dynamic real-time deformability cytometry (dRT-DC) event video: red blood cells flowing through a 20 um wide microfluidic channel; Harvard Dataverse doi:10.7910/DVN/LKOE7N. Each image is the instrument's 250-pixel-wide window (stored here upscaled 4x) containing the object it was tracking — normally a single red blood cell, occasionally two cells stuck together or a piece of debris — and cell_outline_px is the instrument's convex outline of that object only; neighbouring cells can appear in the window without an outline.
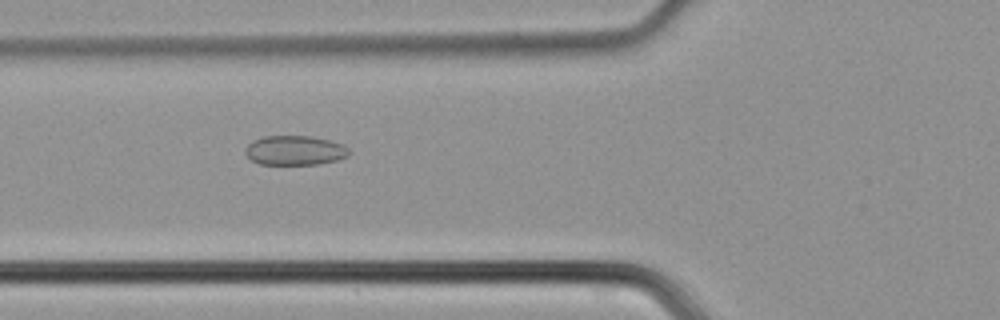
{"species": "common noctule bat (a hibernating species)", "species_latin": "Nyctalus noctula", "temperature_condition": "cold", "stored_images_in_passage": 35, "camera_frame_rate_fps": 3000, "um_per_image_px": 0.085, "animal": {"sex": "male", "body_mass_g": 21.5, "forearm_length_mm": 52.0}, "frame": {"image": 1, "passage_image": 6, "time_ms": 1.667, "image_size_px": [1000, 320], "cell_outline_px": [[352, 152], [348, 156], [336, 160], [316, 164], [260, 164], [252, 160], [244, 152], [244, 148], [252, 140], [264, 136], [312, 136], [344, 144]], "centroid_in_image_um": [25.06, 12.77], "position_along_channel_um": 100.7, "area_um2": 17.92}}
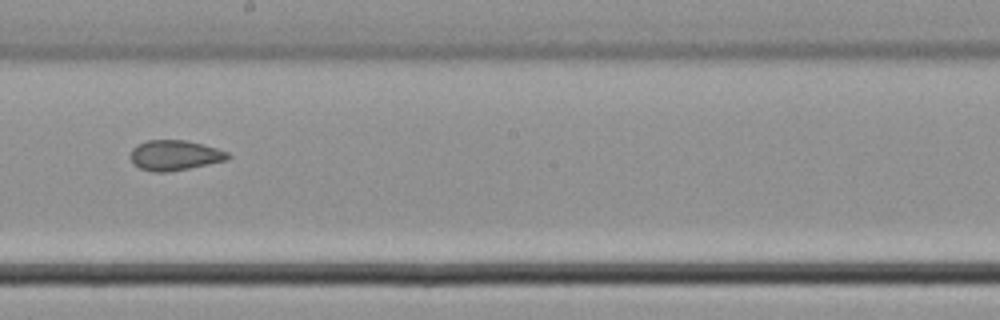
{"frame": {"image": 2, "passage_image": 15, "time_ms": 4.667, "image_size_px": [1000, 320], "cell_outline_px": [[232, 156], [228, 160], [168, 172], [152, 172], [140, 168], [132, 164], [128, 156], [132, 148], [136, 144], [148, 140], [184, 140], [216, 148], [228, 152]], "centroid_in_image_um": [14.8, 13.2], "position_along_channel_um": 233.4, "area_um2": 17.28}}
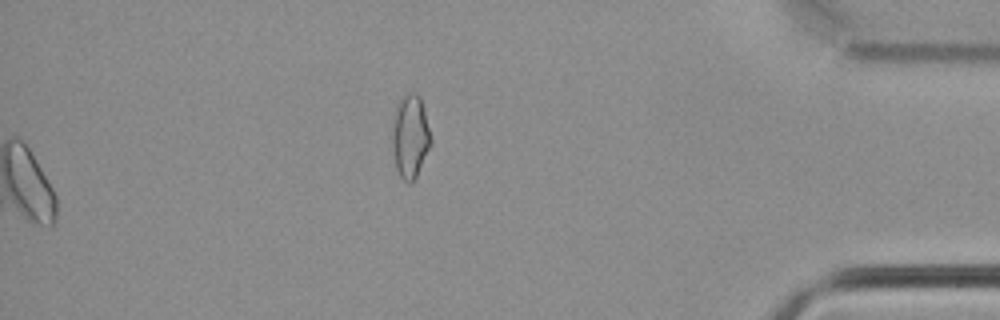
{"frame": {"image": 3, "passage_image": 29, "time_ms": 9.333, "image_size_px": [1000, 320], "cell_outline_px": [[432, 144], [416, 176], [408, 184], [400, 176], [396, 168], [392, 148], [392, 120], [396, 104], [400, 96], [408, 92], [416, 92], [420, 96], [432, 136]], "centroid_in_image_um": [34.86, 11.53], "position_along_channel_um": 400.3, "area_um2": 19.19}}